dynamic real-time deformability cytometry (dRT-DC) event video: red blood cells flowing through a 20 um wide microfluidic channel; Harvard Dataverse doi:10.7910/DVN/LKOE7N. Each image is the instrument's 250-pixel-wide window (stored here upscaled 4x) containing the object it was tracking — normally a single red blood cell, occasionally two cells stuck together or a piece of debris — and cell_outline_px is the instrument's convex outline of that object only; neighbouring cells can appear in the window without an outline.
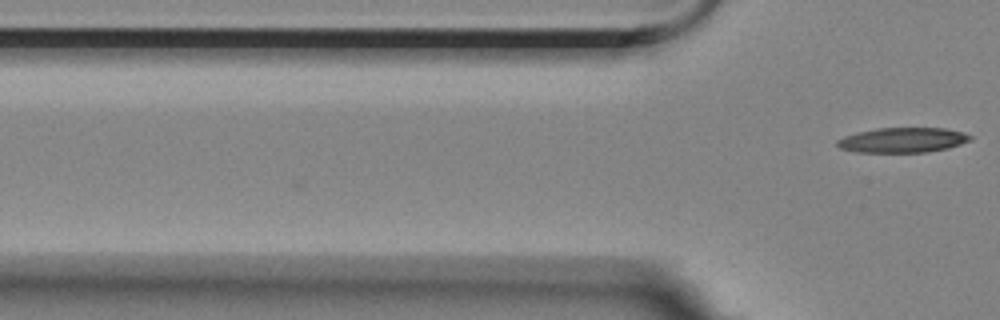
{"species": "Egyptian fruit bat (a non-hibernating species)", "species_latin": "Rousettus aegyptiacus", "temperature_condition": "room temperature", "stored_images_in_passage": 3, "camera_frame_rate_fps": 3000, "um_per_image_px": 0.085, "animal": {"sex": "female"}, "frame": {"image": 1, "passage_image": 3, "time_ms": 0.667, "image_size_px": [1000, 320], "cell_outline_px": [[972, 140], [948, 148], [928, 152], [856, 152], [840, 148], [836, 144], [836, 140], [844, 136], [856, 132], [876, 128], [944, 128], [964, 132], [972, 136]], "centroid_in_image_um": [76.72, 11.9], "position_along_channel_um": 49.1, "area_um2": 19.48}}